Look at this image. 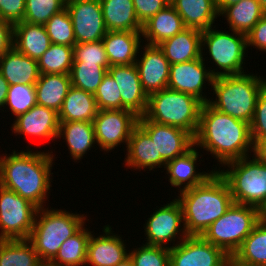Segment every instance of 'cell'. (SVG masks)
<instances>
[{"mask_svg":"<svg viewBox=\"0 0 266 266\" xmlns=\"http://www.w3.org/2000/svg\"><path fill=\"white\" fill-rule=\"evenodd\" d=\"M71 86L69 74H40L35 83L37 105L59 112Z\"/></svg>","mask_w":266,"mask_h":266,"instance_id":"obj_32","label":"cell"},{"mask_svg":"<svg viewBox=\"0 0 266 266\" xmlns=\"http://www.w3.org/2000/svg\"><path fill=\"white\" fill-rule=\"evenodd\" d=\"M178 195L188 235L201 236L234 203L227 182L217 170L204 183Z\"/></svg>","mask_w":266,"mask_h":266,"instance_id":"obj_3","label":"cell"},{"mask_svg":"<svg viewBox=\"0 0 266 266\" xmlns=\"http://www.w3.org/2000/svg\"><path fill=\"white\" fill-rule=\"evenodd\" d=\"M162 206L143 224L147 239L145 244L171 248L168 246L171 242L176 246L188 236L184 227L183 210L176 198Z\"/></svg>","mask_w":266,"mask_h":266,"instance_id":"obj_11","label":"cell"},{"mask_svg":"<svg viewBox=\"0 0 266 266\" xmlns=\"http://www.w3.org/2000/svg\"><path fill=\"white\" fill-rule=\"evenodd\" d=\"M203 102L195 96L169 88L148 97L145 117L159 124L175 126L196 135Z\"/></svg>","mask_w":266,"mask_h":266,"instance_id":"obj_6","label":"cell"},{"mask_svg":"<svg viewBox=\"0 0 266 266\" xmlns=\"http://www.w3.org/2000/svg\"><path fill=\"white\" fill-rule=\"evenodd\" d=\"M73 63H90L110 67L102 40L76 44L73 47Z\"/></svg>","mask_w":266,"mask_h":266,"instance_id":"obj_43","label":"cell"},{"mask_svg":"<svg viewBox=\"0 0 266 266\" xmlns=\"http://www.w3.org/2000/svg\"><path fill=\"white\" fill-rule=\"evenodd\" d=\"M42 264L28 239L0 240V266H41Z\"/></svg>","mask_w":266,"mask_h":266,"instance_id":"obj_36","label":"cell"},{"mask_svg":"<svg viewBox=\"0 0 266 266\" xmlns=\"http://www.w3.org/2000/svg\"><path fill=\"white\" fill-rule=\"evenodd\" d=\"M26 0H0V19L12 24L23 21Z\"/></svg>","mask_w":266,"mask_h":266,"instance_id":"obj_47","label":"cell"},{"mask_svg":"<svg viewBox=\"0 0 266 266\" xmlns=\"http://www.w3.org/2000/svg\"><path fill=\"white\" fill-rule=\"evenodd\" d=\"M103 232L97 237L91 233L85 266H116L129 257V250L127 251L122 236L113 234L114 231L108 224L103 227Z\"/></svg>","mask_w":266,"mask_h":266,"instance_id":"obj_19","label":"cell"},{"mask_svg":"<svg viewBox=\"0 0 266 266\" xmlns=\"http://www.w3.org/2000/svg\"><path fill=\"white\" fill-rule=\"evenodd\" d=\"M246 73L215 77L211 86L215 99L210 98L208 104L221 113L250 124L257 97L266 86V79Z\"/></svg>","mask_w":266,"mask_h":266,"instance_id":"obj_4","label":"cell"},{"mask_svg":"<svg viewBox=\"0 0 266 266\" xmlns=\"http://www.w3.org/2000/svg\"><path fill=\"white\" fill-rule=\"evenodd\" d=\"M259 220L258 208L233 203L201 236L233 256Z\"/></svg>","mask_w":266,"mask_h":266,"instance_id":"obj_8","label":"cell"},{"mask_svg":"<svg viewBox=\"0 0 266 266\" xmlns=\"http://www.w3.org/2000/svg\"><path fill=\"white\" fill-rule=\"evenodd\" d=\"M262 9L266 12V0H258Z\"/></svg>","mask_w":266,"mask_h":266,"instance_id":"obj_56","label":"cell"},{"mask_svg":"<svg viewBox=\"0 0 266 266\" xmlns=\"http://www.w3.org/2000/svg\"><path fill=\"white\" fill-rule=\"evenodd\" d=\"M210 27L202 31V53L207 49L210 59L218 69H212L214 77L237 75L245 73L243 70L247 57V35L233 31L216 30ZM218 70V71H217ZM222 70V71H220Z\"/></svg>","mask_w":266,"mask_h":266,"instance_id":"obj_9","label":"cell"},{"mask_svg":"<svg viewBox=\"0 0 266 266\" xmlns=\"http://www.w3.org/2000/svg\"><path fill=\"white\" fill-rule=\"evenodd\" d=\"M260 220L266 222V203L259 210Z\"/></svg>","mask_w":266,"mask_h":266,"instance_id":"obj_54","label":"cell"},{"mask_svg":"<svg viewBox=\"0 0 266 266\" xmlns=\"http://www.w3.org/2000/svg\"><path fill=\"white\" fill-rule=\"evenodd\" d=\"M266 52V14L255 24L247 34V47Z\"/></svg>","mask_w":266,"mask_h":266,"instance_id":"obj_48","label":"cell"},{"mask_svg":"<svg viewBox=\"0 0 266 266\" xmlns=\"http://www.w3.org/2000/svg\"><path fill=\"white\" fill-rule=\"evenodd\" d=\"M14 24L0 19V58L13 47Z\"/></svg>","mask_w":266,"mask_h":266,"instance_id":"obj_49","label":"cell"},{"mask_svg":"<svg viewBox=\"0 0 266 266\" xmlns=\"http://www.w3.org/2000/svg\"><path fill=\"white\" fill-rule=\"evenodd\" d=\"M9 84L5 80V78L0 73V110L3 107L6 101L7 93H8Z\"/></svg>","mask_w":266,"mask_h":266,"instance_id":"obj_51","label":"cell"},{"mask_svg":"<svg viewBox=\"0 0 266 266\" xmlns=\"http://www.w3.org/2000/svg\"><path fill=\"white\" fill-rule=\"evenodd\" d=\"M194 145L210 152L221 166L251 156L250 124L203 103Z\"/></svg>","mask_w":266,"mask_h":266,"instance_id":"obj_2","label":"cell"},{"mask_svg":"<svg viewBox=\"0 0 266 266\" xmlns=\"http://www.w3.org/2000/svg\"><path fill=\"white\" fill-rule=\"evenodd\" d=\"M170 4L181 16L186 28L200 31L216 26L219 17L216 0H170Z\"/></svg>","mask_w":266,"mask_h":266,"instance_id":"obj_26","label":"cell"},{"mask_svg":"<svg viewBox=\"0 0 266 266\" xmlns=\"http://www.w3.org/2000/svg\"><path fill=\"white\" fill-rule=\"evenodd\" d=\"M250 134L252 143L256 139L266 137V86L257 97L254 116L250 122Z\"/></svg>","mask_w":266,"mask_h":266,"instance_id":"obj_45","label":"cell"},{"mask_svg":"<svg viewBox=\"0 0 266 266\" xmlns=\"http://www.w3.org/2000/svg\"><path fill=\"white\" fill-rule=\"evenodd\" d=\"M138 119L139 116L126 109L99 110L93 121L97 146L106 153L122 143L127 148Z\"/></svg>","mask_w":266,"mask_h":266,"instance_id":"obj_12","label":"cell"},{"mask_svg":"<svg viewBox=\"0 0 266 266\" xmlns=\"http://www.w3.org/2000/svg\"><path fill=\"white\" fill-rule=\"evenodd\" d=\"M38 207L0 185V240L28 239Z\"/></svg>","mask_w":266,"mask_h":266,"instance_id":"obj_10","label":"cell"},{"mask_svg":"<svg viewBox=\"0 0 266 266\" xmlns=\"http://www.w3.org/2000/svg\"><path fill=\"white\" fill-rule=\"evenodd\" d=\"M44 25L51 43L71 47L76 45L71 17L66 7L54 14Z\"/></svg>","mask_w":266,"mask_h":266,"instance_id":"obj_39","label":"cell"},{"mask_svg":"<svg viewBox=\"0 0 266 266\" xmlns=\"http://www.w3.org/2000/svg\"><path fill=\"white\" fill-rule=\"evenodd\" d=\"M84 226L62 243L58 253L48 263L50 266H85L92 232Z\"/></svg>","mask_w":266,"mask_h":266,"instance_id":"obj_34","label":"cell"},{"mask_svg":"<svg viewBox=\"0 0 266 266\" xmlns=\"http://www.w3.org/2000/svg\"><path fill=\"white\" fill-rule=\"evenodd\" d=\"M218 173L227 182L234 203L260 208L266 203V165L253 156L230 161ZM221 169V170H220Z\"/></svg>","mask_w":266,"mask_h":266,"instance_id":"obj_7","label":"cell"},{"mask_svg":"<svg viewBox=\"0 0 266 266\" xmlns=\"http://www.w3.org/2000/svg\"><path fill=\"white\" fill-rule=\"evenodd\" d=\"M229 255L202 236L188 235L170 248V266H226Z\"/></svg>","mask_w":266,"mask_h":266,"instance_id":"obj_14","label":"cell"},{"mask_svg":"<svg viewBox=\"0 0 266 266\" xmlns=\"http://www.w3.org/2000/svg\"><path fill=\"white\" fill-rule=\"evenodd\" d=\"M144 46L141 45L140 49H143L144 52L141 55L138 53L139 57L135 64L143 90L149 96L154 92L167 88L171 64L158 45L145 43Z\"/></svg>","mask_w":266,"mask_h":266,"instance_id":"obj_17","label":"cell"},{"mask_svg":"<svg viewBox=\"0 0 266 266\" xmlns=\"http://www.w3.org/2000/svg\"><path fill=\"white\" fill-rule=\"evenodd\" d=\"M136 17L141 24L170 4V0H133Z\"/></svg>","mask_w":266,"mask_h":266,"instance_id":"obj_46","label":"cell"},{"mask_svg":"<svg viewBox=\"0 0 266 266\" xmlns=\"http://www.w3.org/2000/svg\"><path fill=\"white\" fill-rule=\"evenodd\" d=\"M181 16L169 4L142 24V37L146 44L158 45L185 29Z\"/></svg>","mask_w":266,"mask_h":266,"instance_id":"obj_25","label":"cell"},{"mask_svg":"<svg viewBox=\"0 0 266 266\" xmlns=\"http://www.w3.org/2000/svg\"><path fill=\"white\" fill-rule=\"evenodd\" d=\"M226 266H248V265L241 264L237 260H235L232 256H230Z\"/></svg>","mask_w":266,"mask_h":266,"instance_id":"obj_53","label":"cell"},{"mask_svg":"<svg viewBox=\"0 0 266 266\" xmlns=\"http://www.w3.org/2000/svg\"><path fill=\"white\" fill-rule=\"evenodd\" d=\"M0 155V185L16 192L39 209L44 207L51 190L53 151L30 150Z\"/></svg>","mask_w":266,"mask_h":266,"instance_id":"obj_1","label":"cell"},{"mask_svg":"<svg viewBox=\"0 0 266 266\" xmlns=\"http://www.w3.org/2000/svg\"><path fill=\"white\" fill-rule=\"evenodd\" d=\"M124 163L126 167L134 168L133 170L156 168V147L150 136L137 125L130 136L127 144Z\"/></svg>","mask_w":266,"mask_h":266,"instance_id":"obj_30","label":"cell"},{"mask_svg":"<svg viewBox=\"0 0 266 266\" xmlns=\"http://www.w3.org/2000/svg\"><path fill=\"white\" fill-rule=\"evenodd\" d=\"M37 105L35 84L9 85L4 108L9 106L11 114L18 117Z\"/></svg>","mask_w":266,"mask_h":266,"instance_id":"obj_40","label":"cell"},{"mask_svg":"<svg viewBox=\"0 0 266 266\" xmlns=\"http://www.w3.org/2000/svg\"><path fill=\"white\" fill-rule=\"evenodd\" d=\"M252 152L257 161L266 165V137L256 139L252 143Z\"/></svg>","mask_w":266,"mask_h":266,"instance_id":"obj_50","label":"cell"},{"mask_svg":"<svg viewBox=\"0 0 266 266\" xmlns=\"http://www.w3.org/2000/svg\"><path fill=\"white\" fill-rule=\"evenodd\" d=\"M76 44L102 40L107 29L100 0H66Z\"/></svg>","mask_w":266,"mask_h":266,"instance_id":"obj_15","label":"cell"},{"mask_svg":"<svg viewBox=\"0 0 266 266\" xmlns=\"http://www.w3.org/2000/svg\"><path fill=\"white\" fill-rule=\"evenodd\" d=\"M41 266H50V265L47 263H43Z\"/></svg>","mask_w":266,"mask_h":266,"instance_id":"obj_57","label":"cell"},{"mask_svg":"<svg viewBox=\"0 0 266 266\" xmlns=\"http://www.w3.org/2000/svg\"><path fill=\"white\" fill-rule=\"evenodd\" d=\"M13 121L12 133L23 136L45 138L48 141L57 139L59 131L58 112L40 105L33 106L29 111L19 115Z\"/></svg>","mask_w":266,"mask_h":266,"instance_id":"obj_20","label":"cell"},{"mask_svg":"<svg viewBox=\"0 0 266 266\" xmlns=\"http://www.w3.org/2000/svg\"><path fill=\"white\" fill-rule=\"evenodd\" d=\"M138 125L155 144L156 169L165 168L167 162L183 155L194 145V137L182 128L159 124L145 116L139 117Z\"/></svg>","mask_w":266,"mask_h":266,"instance_id":"obj_13","label":"cell"},{"mask_svg":"<svg viewBox=\"0 0 266 266\" xmlns=\"http://www.w3.org/2000/svg\"><path fill=\"white\" fill-rule=\"evenodd\" d=\"M203 55L207 54L202 53L201 58L192 61L171 64L167 88L191 94L203 103H208L209 97L202 95L205 94L203 90L206 88V82L208 86L213 85L215 77L211 69L206 68Z\"/></svg>","mask_w":266,"mask_h":266,"instance_id":"obj_16","label":"cell"},{"mask_svg":"<svg viewBox=\"0 0 266 266\" xmlns=\"http://www.w3.org/2000/svg\"><path fill=\"white\" fill-rule=\"evenodd\" d=\"M193 145L183 155L176 157L172 161L166 163V174H168L171 186L179 188L178 192L193 188L204 183L214 172L217 167L210 172H197V160H199L198 149ZM182 187V188H180Z\"/></svg>","mask_w":266,"mask_h":266,"instance_id":"obj_21","label":"cell"},{"mask_svg":"<svg viewBox=\"0 0 266 266\" xmlns=\"http://www.w3.org/2000/svg\"><path fill=\"white\" fill-rule=\"evenodd\" d=\"M107 31H142L133 0H100Z\"/></svg>","mask_w":266,"mask_h":266,"instance_id":"obj_31","label":"cell"},{"mask_svg":"<svg viewBox=\"0 0 266 266\" xmlns=\"http://www.w3.org/2000/svg\"><path fill=\"white\" fill-rule=\"evenodd\" d=\"M50 44L45 25L25 21L14 24L13 47L24 55L38 61Z\"/></svg>","mask_w":266,"mask_h":266,"instance_id":"obj_27","label":"cell"},{"mask_svg":"<svg viewBox=\"0 0 266 266\" xmlns=\"http://www.w3.org/2000/svg\"><path fill=\"white\" fill-rule=\"evenodd\" d=\"M141 31H107L102 39L110 66L134 64L141 50ZM141 40V41H140Z\"/></svg>","mask_w":266,"mask_h":266,"instance_id":"obj_22","label":"cell"},{"mask_svg":"<svg viewBox=\"0 0 266 266\" xmlns=\"http://www.w3.org/2000/svg\"><path fill=\"white\" fill-rule=\"evenodd\" d=\"M57 138L65 139L67 150L75 162L83 159V156L97 145L93 122H60Z\"/></svg>","mask_w":266,"mask_h":266,"instance_id":"obj_28","label":"cell"},{"mask_svg":"<svg viewBox=\"0 0 266 266\" xmlns=\"http://www.w3.org/2000/svg\"><path fill=\"white\" fill-rule=\"evenodd\" d=\"M116 266H134L130 257H127L124 261L118 263Z\"/></svg>","mask_w":266,"mask_h":266,"instance_id":"obj_55","label":"cell"},{"mask_svg":"<svg viewBox=\"0 0 266 266\" xmlns=\"http://www.w3.org/2000/svg\"><path fill=\"white\" fill-rule=\"evenodd\" d=\"M134 266H170V248L143 244L129 251Z\"/></svg>","mask_w":266,"mask_h":266,"instance_id":"obj_42","label":"cell"},{"mask_svg":"<svg viewBox=\"0 0 266 266\" xmlns=\"http://www.w3.org/2000/svg\"><path fill=\"white\" fill-rule=\"evenodd\" d=\"M85 214L55 208H40L28 240L43 263H49L62 243L75 234L86 222Z\"/></svg>","mask_w":266,"mask_h":266,"instance_id":"obj_5","label":"cell"},{"mask_svg":"<svg viewBox=\"0 0 266 266\" xmlns=\"http://www.w3.org/2000/svg\"><path fill=\"white\" fill-rule=\"evenodd\" d=\"M108 68L90 63H73L69 73L72 86L94 94Z\"/></svg>","mask_w":266,"mask_h":266,"instance_id":"obj_38","label":"cell"},{"mask_svg":"<svg viewBox=\"0 0 266 266\" xmlns=\"http://www.w3.org/2000/svg\"><path fill=\"white\" fill-rule=\"evenodd\" d=\"M0 73L9 85L35 84L40 76L38 61L10 48L0 58Z\"/></svg>","mask_w":266,"mask_h":266,"instance_id":"obj_24","label":"cell"},{"mask_svg":"<svg viewBox=\"0 0 266 266\" xmlns=\"http://www.w3.org/2000/svg\"><path fill=\"white\" fill-rule=\"evenodd\" d=\"M73 65V47L51 43L38 60L40 74H69Z\"/></svg>","mask_w":266,"mask_h":266,"instance_id":"obj_37","label":"cell"},{"mask_svg":"<svg viewBox=\"0 0 266 266\" xmlns=\"http://www.w3.org/2000/svg\"><path fill=\"white\" fill-rule=\"evenodd\" d=\"M265 14L258 0H241L226 7L219 16L227 19L230 31L247 35Z\"/></svg>","mask_w":266,"mask_h":266,"instance_id":"obj_33","label":"cell"},{"mask_svg":"<svg viewBox=\"0 0 266 266\" xmlns=\"http://www.w3.org/2000/svg\"><path fill=\"white\" fill-rule=\"evenodd\" d=\"M232 257L244 265L266 266V222H257Z\"/></svg>","mask_w":266,"mask_h":266,"instance_id":"obj_35","label":"cell"},{"mask_svg":"<svg viewBox=\"0 0 266 266\" xmlns=\"http://www.w3.org/2000/svg\"><path fill=\"white\" fill-rule=\"evenodd\" d=\"M170 64L202 57V31L185 28L182 32L158 44Z\"/></svg>","mask_w":266,"mask_h":266,"instance_id":"obj_23","label":"cell"},{"mask_svg":"<svg viewBox=\"0 0 266 266\" xmlns=\"http://www.w3.org/2000/svg\"><path fill=\"white\" fill-rule=\"evenodd\" d=\"M98 111L94 94L71 86L58 112V118L59 122H93Z\"/></svg>","mask_w":266,"mask_h":266,"instance_id":"obj_29","label":"cell"},{"mask_svg":"<svg viewBox=\"0 0 266 266\" xmlns=\"http://www.w3.org/2000/svg\"><path fill=\"white\" fill-rule=\"evenodd\" d=\"M108 73L117 83L121 94V109L144 116L148 106V95L143 90L136 64L110 66Z\"/></svg>","mask_w":266,"mask_h":266,"instance_id":"obj_18","label":"cell"},{"mask_svg":"<svg viewBox=\"0 0 266 266\" xmlns=\"http://www.w3.org/2000/svg\"><path fill=\"white\" fill-rule=\"evenodd\" d=\"M94 97L99 110L121 109V94L115 80L107 73L98 86Z\"/></svg>","mask_w":266,"mask_h":266,"instance_id":"obj_44","label":"cell"},{"mask_svg":"<svg viewBox=\"0 0 266 266\" xmlns=\"http://www.w3.org/2000/svg\"><path fill=\"white\" fill-rule=\"evenodd\" d=\"M66 0H26L23 21L45 24L54 14L65 8Z\"/></svg>","mask_w":266,"mask_h":266,"instance_id":"obj_41","label":"cell"},{"mask_svg":"<svg viewBox=\"0 0 266 266\" xmlns=\"http://www.w3.org/2000/svg\"><path fill=\"white\" fill-rule=\"evenodd\" d=\"M241 0H216V5L219 14L228 6L236 4L240 2Z\"/></svg>","mask_w":266,"mask_h":266,"instance_id":"obj_52","label":"cell"}]
</instances>
